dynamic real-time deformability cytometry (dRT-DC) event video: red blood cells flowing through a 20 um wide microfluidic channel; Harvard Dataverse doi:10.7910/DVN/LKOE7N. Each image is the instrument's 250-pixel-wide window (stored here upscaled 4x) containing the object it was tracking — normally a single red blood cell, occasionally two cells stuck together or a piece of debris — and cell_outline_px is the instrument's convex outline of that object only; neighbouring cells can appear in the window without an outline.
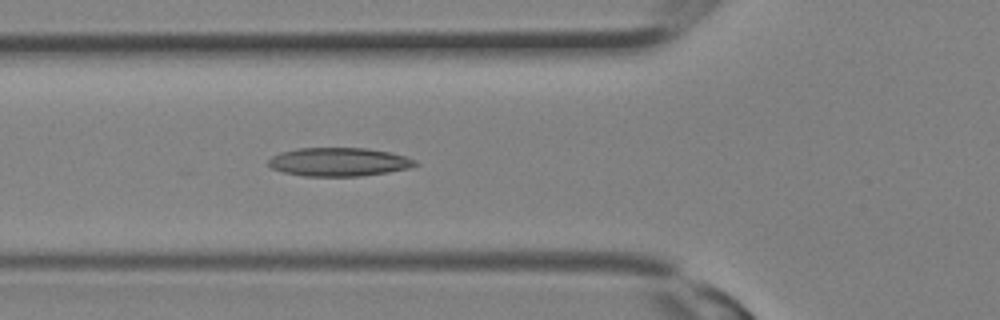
{"species": "Egyptian fruit bat (a non-hibernating species)", "species_latin": "Rousettus aegyptiacus", "temperature_condition": "room temperature", "stored_images_in_passage": 11, "camera_frame_rate_fps": 3000, "um_per_image_px": 0.085, "animal": {"sex": "female"}, "frame": {"image": 1, "passage_image": 11, "time_ms": 3.333, "image_size_px": [1000, 320], "cell_outline_px": [[420, 164], [408, 168], [388, 172], [360, 176], [304, 176], [284, 172], [272, 168], [268, 164], [268, 160], [272, 156], [280, 152], [296, 148], [368, 148], [388, 152], [404, 156], [416, 160]], "centroid_in_image_um": [28.8, 13.76], "position_along_channel_um": 97.0, "area_um2": 24.39}}